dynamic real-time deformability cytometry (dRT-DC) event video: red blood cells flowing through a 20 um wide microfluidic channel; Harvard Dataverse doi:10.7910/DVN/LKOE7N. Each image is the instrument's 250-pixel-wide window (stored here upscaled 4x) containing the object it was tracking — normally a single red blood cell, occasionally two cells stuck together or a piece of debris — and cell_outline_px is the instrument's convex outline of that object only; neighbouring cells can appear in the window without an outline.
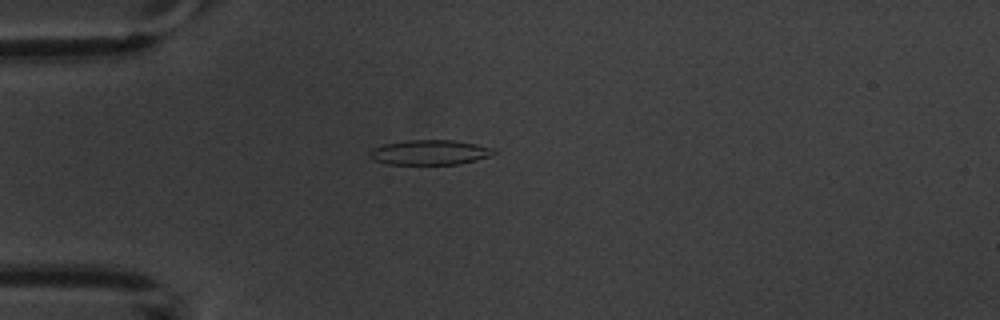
{"species": "common noctule bat (a hibernating species)", "species_latin": "Nyctalus noctula", "temperature_condition": "warm", "stored_images_in_passage": 4, "camera_frame_rate_fps": 3000, "um_per_image_px": 0.085, "animal": {"sex": "male", "body_mass_g": 20.1, "forearm_length_mm": 53.5}, "frame": {"image": 1, "passage_image": 4, "time_ms": 4.333, "image_size_px": [1000, 320], "cell_outline_px": [[496, 152], [488, 156], [476, 160], [460, 164], [388, 164], [372, 160], [368, 156], [368, 152], [372, 148], [384, 144], [408, 140], [452, 140], [476, 144], [492, 148]], "centroid_in_image_um": [36.47, 12.95], "position_along_channel_um": 48.5, "area_um2": 17.98}}